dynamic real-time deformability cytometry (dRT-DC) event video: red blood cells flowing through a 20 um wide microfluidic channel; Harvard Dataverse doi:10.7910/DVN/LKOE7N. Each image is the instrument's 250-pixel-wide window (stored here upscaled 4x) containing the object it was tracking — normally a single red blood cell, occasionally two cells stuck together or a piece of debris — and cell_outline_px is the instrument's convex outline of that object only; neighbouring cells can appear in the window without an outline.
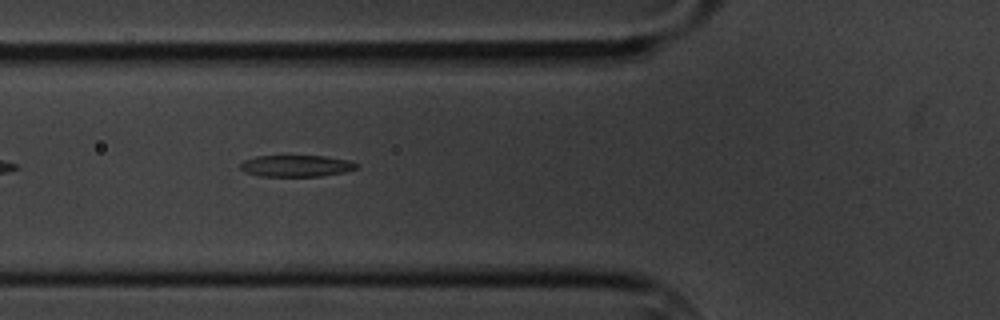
{"species": "common noctule bat (a hibernating species)", "species_latin": "Nyctalus noctula", "temperature_condition": "cold", "stored_images_in_passage": 4, "camera_frame_rate_fps": 3000, "um_per_image_px": 0.085, "animal": {"sex": "male", "body_mass_g": 20.1, "forearm_length_mm": 53.5}, "frame": {"image": 1, "passage_image": 2, "time_ms": 1.0, "image_size_px": [1000, 320], "cell_outline_px": [[356, 168], [344, 172], [320, 176], [260, 176], [244, 172], [240, 168], [240, 164], [244, 160], [256, 156], [324, 156], [352, 160], [356, 164]], "centroid_in_image_um": [25.16, 14.1], "position_along_channel_um": 100.6, "area_um2": 14.57}}
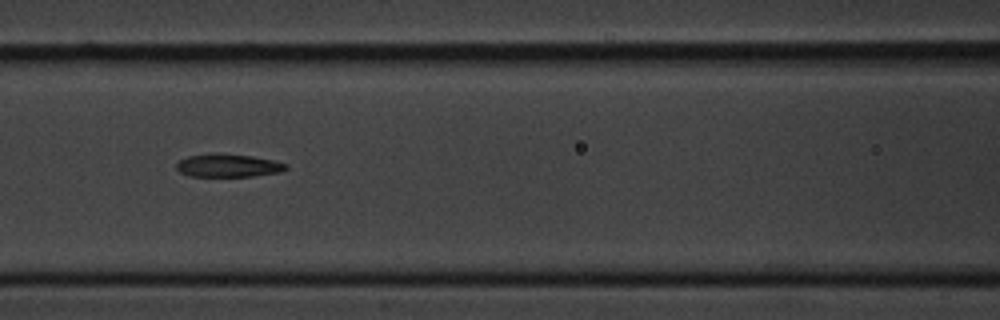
{"frame": {"image": 2, "passage_image": 3, "time_ms": 2.333, "image_size_px": [1000, 320], "cell_outline_px": [[288, 168], [280, 172], [252, 176], [188, 176], [180, 172], [176, 168], [176, 164], [180, 160], [188, 156], [208, 152], [216, 152], [252, 156], [272, 160], [288, 164]], "centroid_in_image_um": [19.36, 14.05], "position_along_channel_um": 147.2, "area_um2": 14.91}}
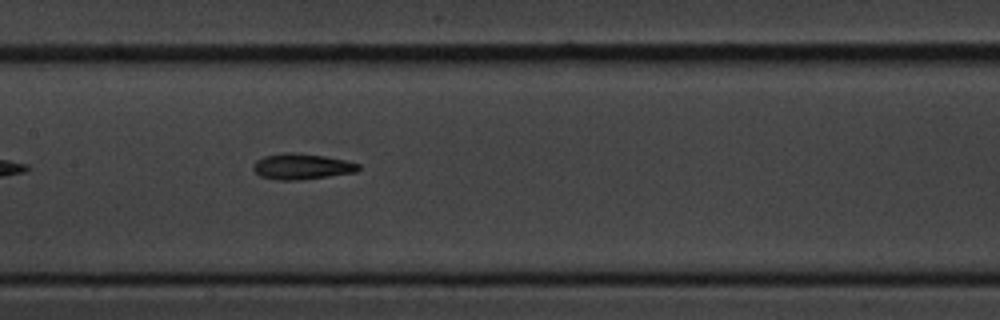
{"frame": {"image": 3, "passage_image": 4, "time_ms": 3.333, "image_size_px": [1000, 320], "cell_outline_px": [[360, 168], [356, 172], [300, 180], [276, 180], [260, 176], [252, 168], [252, 164], [256, 160], [264, 156], [284, 152], [296, 152], [324, 156], [344, 160], [360, 164]], "centroid_in_image_um": [25.61, 14.15], "position_along_channel_um": 181.8, "area_um2": 15.9}}